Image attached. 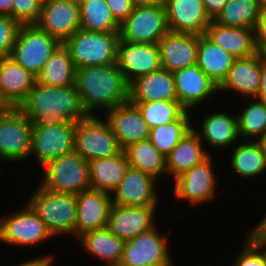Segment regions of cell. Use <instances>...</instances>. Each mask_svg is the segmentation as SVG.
Returning <instances> with one entry per match:
<instances>
[{
    "label": "cell",
    "instance_id": "cell-21",
    "mask_svg": "<svg viewBox=\"0 0 266 266\" xmlns=\"http://www.w3.org/2000/svg\"><path fill=\"white\" fill-rule=\"evenodd\" d=\"M111 198V193L92 188L76 195V239L85 232L108 225Z\"/></svg>",
    "mask_w": 266,
    "mask_h": 266
},
{
    "label": "cell",
    "instance_id": "cell-52",
    "mask_svg": "<svg viewBox=\"0 0 266 266\" xmlns=\"http://www.w3.org/2000/svg\"><path fill=\"white\" fill-rule=\"evenodd\" d=\"M257 53L263 63H266V44H256Z\"/></svg>",
    "mask_w": 266,
    "mask_h": 266
},
{
    "label": "cell",
    "instance_id": "cell-51",
    "mask_svg": "<svg viewBox=\"0 0 266 266\" xmlns=\"http://www.w3.org/2000/svg\"><path fill=\"white\" fill-rule=\"evenodd\" d=\"M134 6L154 5L163 3V0H131Z\"/></svg>",
    "mask_w": 266,
    "mask_h": 266
},
{
    "label": "cell",
    "instance_id": "cell-26",
    "mask_svg": "<svg viewBox=\"0 0 266 266\" xmlns=\"http://www.w3.org/2000/svg\"><path fill=\"white\" fill-rule=\"evenodd\" d=\"M209 156V152L193 126L166 156V177L171 176L172 180H174Z\"/></svg>",
    "mask_w": 266,
    "mask_h": 266
},
{
    "label": "cell",
    "instance_id": "cell-39",
    "mask_svg": "<svg viewBox=\"0 0 266 266\" xmlns=\"http://www.w3.org/2000/svg\"><path fill=\"white\" fill-rule=\"evenodd\" d=\"M139 108L149 129L176 121L186 110L178 101H131Z\"/></svg>",
    "mask_w": 266,
    "mask_h": 266
},
{
    "label": "cell",
    "instance_id": "cell-25",
    "mask_svg": "<svg viewBox=\"0 0 266 266\" xmlns=\"http://www.w3.org/2000/svg\"><path fill=\"white\" fill-rule=\"evenodd\" d=\"M178 101L173 73L161 68L129 84V101Z\"/></svg>",
    "mask_w": 266,
    "mask_h": 266
},
{
    "label": "cell",
    "instance_id": "cell-2",
    "mask_svg": "<svg viewBox=\"0 0 266 266\" xmlns=\"http://www.w3.org/2000/svg\"><path fill=\"white\" fill-rule=\"evenodd\" d=\"M18 108L33 122H77L87 116L76 85L56 87L36 82Z\"/></svg>",
    "mask_w": 266,
    "mask_h": 266
},
{
    "label": "cell",
    "instance_id": "cell-46",
    "mask_svg": "<svg viewBox=\"0 0 266 266\" xmlns=\"http://www.w3.org/2000/svg\"><path fill=\"white\" fill-rule=\"evenodd\" d=\"M54 255L52 254H45L42 256H36L33 259L31 258V260H26V261H22V263H19L18 265L15 266H53L54 265Z\"/></svg>",
    "mask_w": 266,
    "mask_h": 266
},
{
    "label": "cell",
    "instance_id": "cell-16",
    "mask_svg": "<svg viewBox=\"0 0 266 266\" xmlns=\"http://www.w3.org/2000/svg\"><path fill=\"white\" fill-rule=\"evenodd\" d=\"M158 184V180L151 175L129 166L124 178L111 193L112 204L158 206Z\"/></svg>",
    "mask_w": 266,
    "mask_h": 266
},
{
    "label": "cell",
    "instance_id": "cell-50",
    "mask_svg": "<svg viewBox=\"0 0 266 266\" xmlns=\"http://www.w3.org/2000/svg\"><path fill=\"white\" fill-rule=\"evenodd\" d=\"M251 230L258 233V235L266 242V220H260V222Z\"/></svg>",
    "mask_w": 266,
    "mask_h": 266
},
{
    "label": "cell",
    "instance_id": "cell-54",
    "mask_svg": "<svg viewBox=\"0 0 266 266\" xmlns=\"http://www.w3.org/2000/svg\"><path fill=\"white\" fill-rule=\"evenodd\" d=\"M259 5L265 6L266 5V0H255Z\"/></svg>",
    "mask_w": 266,
    "mask_h": 266
},
{
    "label": "cell",
    "instance_id": "cell-24",
    "mask_svg": "<svg viewBox=\"0 0 266 266\" xmlns=\"http://www.w3.org/2000/svg\"><path fill=\"white\" fill-rule=\"evenodd\" d=\"M260 79V56L258 53L245 58H235L227 77L218 87V92H222V94L237 92L238 96L253 98L258 94Z\"/></svg>",
    "mask_w": 266,
    "mask_h": 266
},
{
    "label": "cell",
    "instance_id": "cell-31",
    "mask_svg": "<svg viewBox=\"0 0 266 266\" xmlns=\"http://www.w3.org/2000/svg\"><path fill=\"white\" fill-rule=\"evenodd\" d=\"M129 162L124 151L89 162V180L92 189L112 193L124 178Z\"/></svg>",
    "mask_w": 266,
    "mask_h": 266
},
{
    "label": "cell",
    "instance_id": "cell-6",
    "mask_svg": "<svg viewBox=\"0 0 266 266\" xmlns=\"http://www.w3.org/2000/svg\"><path fill=\"white\" fill-rule=\"evenodd\" d=\"M97 115H87L76 122L74 152L88 162L123 151L108 121Z\"/></svg>",
    "mask_w": 266,
    "mask_h": 266
},
{
    "label": "cell",
    "instance_id": "cell-38",
    "mask_svg": "<svg viewBox=\"0 0 266 266\" xmlns=\"http://www.w3.org/2000/svg\"><path fill=\"white\" fill-rule=\"evenodd\" d=\"M237 112L238 132L240 139L256 141L266 132V102L255 97Z\"/></svg>",
    "mask_w": 266,
    "mask_h": 266
},
{
    "label": "cell",
    "instance_id": "cell-55",
    "mask_svg": "<svg viewBox=\"0 0 266 266\" xmlns=\"http://www.w3.org/2000/svg\"><path fill=\"white\" fill-rule=\"evenodd\" d=\"M113 266H127V265H122V264H116V265H113Z\"/></svg>",
    "mask_w": 266,
    "mask_h": 266
},
{
    "label": "cell",
    "instance_id": "cell-5",
    "mask_svg": "<svg viewBox=\"0 0 266 266\" xmlns=\"http://www.w3.org/2000/svg\"><path fill=\"white\" fill-rule=\"evenodd\" d=\"M40 185L52 192L79 194L91 188L89 162L76 152L48 161Z\"/></svg>",
    "mask_w": 266,
    "mask_h": 266
},
{
    "label": "cell",
    "instance_id": "cell-49",
    "mask_svg": "<svg viewBox=\"0 0 266 266\" xmlns=\"http://www.w3.org/2000/svg\"><path fill=\"white\" fill-rule=\"evenodd\" d=\"M13 0H0V16L12 17Z\"/></svg>",
    "mask_w": 266,
    "mask_h": 266
},
{
    "label": "cell",
    "instance_id": "cell-28",
    "mask_svg": "<svg viewBox=\"0 0 266 266\" xmlns=\"http://www.w3.org/2000/svg\"><path fill=\"white\" fill-rule=\"evenodd\" d=\"M76 240L81 247L96 259H101L105 266H113L121 262L125 241L113 234L108 227L83 233ZM105 261V262H104Z\"/></svg>",
    "mask_w": 266,
    "mask_h": 266
},
{
    "label": "cell",
    "instance_id": "cell-23",
    "mask_svg": "<svg viewBox=\"0 0 266 266\" xmlns=\"http://www.w3.org/2000/svg\"><path fill=\"white\" fill-rule=\"evenodd\" d=\"M201 129L194 130L199 134L201 141L208 144L210 148L232 149L240 141L238 132L237 116L222 110L204 115L200 122ZM233 144V146H232ZM226 147V148H225Z\"/></svg>",
    "mask_w": 266,
    "mask_h": 266
},
{
    "label": "cell",
    "instance_id": "cell-18",
    "mask_svg": "<svg viewBox=\"0 0 266 266\" xmlns=\"http://www.w3.org/2000/svg\"><path fill=\"white\" fill-rule=\"evenodd\" d=\"M159 206H118L111 205L108 229L124 241L147 232L156 225L155 214Z\"/></svg>",
    "mask_w": 266,
    "mask_h": 266
},
{
    "label": "cell",
    "instance_id": "cell-1",
    "mask_svg": "<svg viewBox=\"0 0 266 266\" xmlns=\"http://www.w3.org/2000/svg\"><path fill=\"white\" fill-rule=\"evenodd\" d=\"M75 85L87 115L105 113L129 101V84L117 62L76 69Z\"/></svg>",
    "mask_w": 266,
    "mask_h": 266
},
{
    "label": "cell",
    "instance_id": "cell-3",
    "mask_svg": "<svg viewBox=\"0 0 266 266\" xmlns=\"http://www.w3.org/2000/svg\"><path fill=\"white\" fill-rule=\"evenodd\" d=\"M37 185L27 203L54 237L72 235L76 239V194L52 192Z\"/></svg>",
    "mask_w": 266,
    "mask_h": 266
},
{
    "label": "cell",
    "instance_id": "cell-8",
    "mask_svg": "<svg viewBox=\"0 0 266 266\" xmlns=\"http://www.w3.org/2000/svg\"><path fill=\"white\" fill-rule=\"evenodd\" d=\"M50 238L54 236L27 202L0 218V242L6 245L31 248Z\"/></svg>",
    "mask_w": 266,
    "mask_h": 266
},
{
    "label": "cell",
    "instance_id": "cell-44",
    "mask_svg": "<svg viewBox=\"0 0 266 266\" xmlns=\"http://www.w3.org/2000/svg\"><path fill=\"white\" fill-rule=\"evenodd\" d=\"M254 34L256 44H266V5L261 6Z\"/></svg>",
    "mask_w": 266,
    "mask_h": 266
},
{
    "label": "cell",
    "instance_id": "cell-10",
    "mask_svg": "<svg viewBox=\"0 0 266 266\" xmlns=\"http://www.w3.org/2000/svg\"><path fill=\"white\" fill-rule=\"evenodd\" d=\"M168 32L163 3L134 6L128 18L120 24L119 38L132 43L158 44Z\"/></svg>",
    "mask_w": 266,
    "mask_h": 266
},
{
    "label": "cell",
    "instance_id": "cell-27",
    "mask_svg": "<svg viewBox=\"0 0 266 266\" xmlns=\"http://www.w3.org/2000/svg\"><path fill=\"white\" fill-rule=\"evenodd\" d=\"M205 35L235 58L257 54L254 29L223 26L212 20Z\"/></svg>",
    "mask_w": 266,
    "mask_h": 266
},
{
    "label": "cell",
    "instance_id": "cell-20",
    "mask_svg": "<svg viewBox=\"0 0 266 266\" xmlns=\"http://www.w3.org/2000/svg\"><path fill=\"white\" fill-rule=\"evenodd\" d=\"M169 31L205 34L212 22L203 0H163Z\"/></svg>",
    "mask_w": 266,
    "mask_h": 266
},
{
    "label": "cell",
    "instance_id": "cell-53",
    "mask_svg": "<svg viewBox=\"0 0 266 266\" xmlns=\"http://www.w3.org/2000/svg\"><path fill=\"white\" fill-rule=\"evenodd\" d=\"M256 142L259 144L261 151L263 152L266 158V132L261 137H259Z\"/></svg>",
    "mask_w": 266,
    "mask_h": 266
},
{
    "label": "cell",
    "instance_id": "cell-12",
    "mask_svg": "<svg viewBox=\"0 0 266 266\" xmlns=\"http://www.w3.org/2000/svg\"><path fill=\"white\" fill-rule=\"evenodd\" d=\"M32 130L33 121L18 107L0 116V159L7 163L28 160Z\"/></svg>",
    "mask_w": 266,
    "mask_h": 266
},
{
    "label": "cell",
    "instance_id": "cell-33",
    "mask_svg": "<svg viewBox=\"0 0 266 266\" xmlns=\"http://www.w3.org/2000/svg\"><path fill=\"white\" fill-rule=\"evenodd\" d=\"M233 148L229 162L235 175L249 179L266 172V158L256 141L243 140Z\"/></svg>",
    "mask_w": 266,
    "mask_h": 266
},
{
    "label": "cell",
    "instance_id": "cell-34",
    "mask_svg": "<svg viewBox=\"0 0 266 266\" xmlns=\"http://www.w3.org/2000/svg\"><path fill=\"white\" fill-rule=\"evenodd\" d=\"M130 167L139 169L160 181L166 177V158L149 139L128 145L123 149Z\"/></svg>",
    "mask_w": 266,
    "mask_h": 266
},
{
    "label": "cell",
    "instance_id": "cell-22",
    "mask_svg": "<svg viewBox=\"0 0 266 266\" xmlns=\"http://www.w3.org/2000/svg\"><path fill=\"white\" fill-rule=\"evenodd\" d=\"M161 66L170 72L197 64L198 35L169 31L158 43Z\"/></svg>",
    "mask_w": 266,
    "mask_h": 266
},
{
    "label": "cell",
    "instance_id": "cell-41",
    "mask_svg": "<svg viewBox=\"0 0 266 266\" xmlns=\"http://www.w3.org/2000/svg\"><path fill=\"white\" fill-rule=\"evenodd\" d=\"M41 9L42 0H13L12 18L20 24H35Z\"/></svg>",
    "mask_w": 266,
    "mask_h": 266
},
{
    "label": "cell",
    "instance_id": "cell-43",
    "mask_svg": "<svg viewBox=\"0 0 266 266\" xmlns=\"http://www.w3.org/2000/svg\"><path fill=\"white\" fill-rule=\"evenodd\" d=\"M106 3L119 24L128 18L134 8L131 0H106Z\"/></svg>",
    "mask_w": 266,
    "mask_h": 266
},
{
    "label": "cell",
    "instance_id": "cell-32",
    "mask_svg": "<svg viewBox=\"0 0 266 266\" xmlns=\"http://www.w3.org/2000/svg\"><path fill=\"white\" fill-rule=\"evenodd\" d=\"M76 68L68 48L60 43L36 77V82L46 86L75 85Z\"/></svg>",
    "mask_w": 266,
    "mask_h": 266
},
{
    "label": "cell",
    "instance_id": "cell-9",
    "mask_svg": "<svg viewBox=\"0 0 266 266\" xmlns=\"http://www.w3.org/2000/svg\"><path fill=\"white\" fill-rule=\"evenodd\" d=\"M59 44L36 24H21L10 57L37 77Z\"/></svg>",
    "mask_w": 266,
    "mask_h": 266
},
{
    "label": "cell",
    "instance_id": "cell-35",
    "mask_svg": "<svg viewBox=\"0 0 266 266\" xmlns=\"http://www.w3.org/2000/svg\"><path fill=\"white\" fill-rule=\"evenodd\" d=\"M80 28L86 31L119 32L106 0H79Z\"/></svg>",
    "mask_w": 266,
    "mask_h": 266
},
{
    "label": "cell",
    "instance_id": "cell-36",
    "mask_svg": "<svg viewBox=\"0 0 266 266\" xmlns=\"http://www.w3.org/2000/svg\"><path fill=\"white\" fill-rule=\"evenodd\" d=\"M190 114L191 112L185 111L176 121L150 129L149 140L165 158L193 127V115Z\"/></svg>",
    "mask_w": 266,
    "mask_h": 266
},
{
    "label": "cell",
    "instance_id": "cell-17",
    "mask_svg": "<svg viewBox=\"0 0 266 266\" xmlns=\"http://www.w3.org/2000/svg\"><path fill=\"white\" fill-rule=\"evenodd\" d=\"M173 76L178 102L186 111L191 112L193 107L201 106L218 92V86L197 64L181 68L173 72Z\"/></svg>",
    "mask_w": 266,
    "mask_h": 266
},
{
    "label": "cell",
    "instance_id": "cell-56",
    "mask_svg": "<svg viewBox=\"0 0 266 266\" xmlns=\"http://www.w3.org/2000/svg\"><path fill=\"white\" fill-rule=\"evenodd\" d=\"M261 220H266V213H265V215L263 216V218Z\"/></svg>",
    "mask_w": 266,
    "mask_h": 266
},
{
    "label": "cell",
    "instance_id": "cell-29",
    "mask_svg": "<svg viewBox=\"0 0 266 266\" xmlns=\"http://www.w3.org/2000/svg\"><path fill=\"white\" fill-rule=\"evenodd\" d=\"M36 83V76L10 56L0 59V90L18 107Z\"/></svg>",
    "mask_w": 266,
    "mask_h": 266
},
{
    "label": "cell",
    "instance_id": "cell-15",
    "mask_svg": "<svg viewBox=\"0 0 266 266\" xmlns=\"http://www.w3.org/2000/svg\"><path fill=\"white\" fill-rule=\"evenodd\" d=\"M116 62L128 84L162 68L158 44L132 43L120 39Z\"/></svg>",
    "mask_w": 266,
    "mask_h": 266
},
{
    "label": "cell",
    "instance_id": "cell-45",
    "mask_svg": "<svg viewBox=\"0 0 266 266\" xmlns=\"http://www.w3.org/2000/svg\"><path fill=\"white\" fill-rule=\"evenodd\" d=\"M227 1L228 0H203L204 8L212 20L222 11Z\"/></svg>",
    "mask_w": 266,
    "mask_h": 266
},
{
    "label": "cell",
    "instance_id": "cell-40",
    "mask_svg": "<svg viewBox=\"0 0 266 266\" xmlns=\"http://www.w3.org/2000/svg\"><path fill=\"white\" fill-rule=\"evenodd\" d=\"M247 233L245 244L231 266H266V242L251 229Z\"/></svg>",
    "mask_w": 266,
    "mask_h": 266
},
{
    "label": "cell",
    "instance_id": "cell-42",
    "mask_svg": "<svg viewBox=\"0 0 266 266\" xmlns=\"http://www.w3.org/2000/svg\"><path fill=\"white\" fill-rule=\"evenodd\" d=\"M20 25L10 16H0V59L11 55Z\"/></svg>",
    "mask_w": 266,
    "mask_h": 266
},
{
    "label": "cell",
    "instance_id": "cell-19",
    "mask_svg": "<svg viewBox=\"0 0 266 266\" xmlns=\"http://www.w3.org/2000/svg\"><path fill=\"white\" fill-rule=\"evenodd\" d=\"M103 117L108 121L122 149L149 139L150 129L137 105L131 101L107 110Z\"/></svg>",
    "mask_w": 266,
    "mask_h": 266
},
{
    "label": "cell",
    "instance_id": "cell-47",
    "mask_svg": "<svg viewBox=\"0 0 266 266\" xmlns=\"http://www.w3.org/2000/svg\"><path fill=\"white\" fill-rule=\"evenodd\" d=\"M260 71H261V79L260 86L258 90V94L256 95V99L266 102V63H263L260 59Z\"/></svg>",
    "mask_w": 266,
    "mask_h": 266
},
{
    "label": "cell",
    "instance_id": "cell-30",
    "mask_svg": "<svg viewBox=\"0 0 266 266\" xmlns=\"http://www.w3.org/2000/svg\"><path fill=\"white\" fill-rule=\"evenodd\" d=\"M235 57L212 42L205 34L198 35L197 66L219 87L227 77Z\"/></svg>",
    "mask_w": 266,
    "mask_h": 266
},
{
    "label": "cell",
    "instance_id": "cell-14",
    "mask_svg": "<svg viewBox=\"0 0 266 266\" xmlns=\"http://www.w3.org/2000/svg\"><path fill=\"white\" fill-rule=\"evenodd\" d=\"M40 29L64 43L80 29V11L77 0H48L42 2L38 21Z\"/></svg>",
    "mask_w": 266,
    "mask_h": 266
},
{
    "label": "cell",
    "instance_id": "cell-7",
    "mask_svg": "<svg viewBox=\"0 0 266 266\" xmlns=\"http://www.w3.org/2000/svg\"><path fill=\"white\" fill-rule=\"evenodd\" d=\"M76 122H33L31 151L39 166L74 152Z\"/></svg>",
    "mask_w": 266,
    "mask_h": 266
},
{
    "label": "cell",
    "instance_id": "cell-11",
    "mask_svg": "<svg viewBox=\"0 0 266 266\" xmlns=\"http://www.w3.org/2000/svg\"><path fill=\"white\" fill-rule=\"evenodd\" d=\"M212 155L200 164L194 165L190 170L185 171L173 182V194L176 199L187 201L196 205H204L214 200L218 179L214 170ZM217 185V186H216Z\"/></svg>",
    "mask_w": 266,
    "mask_h": 266
},
{
    "label": "cell",
    "instance_id": "cell-37",
    "mask_svg": "<svg viewBox=\"0 0 266 266\" xmlns=\"http://www.w3.org/2000/svg\"><path fill=\"white\" fill-rule=\"evenodd\" d=\"M260 9L255 0H228L214 21L223 26L254 29Z\"/></svg>",
    "mask_w": 266,
    "mask_h": 266
},
{
    "label": "cell",
    "instance_id": "cell-13",
    "mask_svg": "<svg viewBox=\"0 0 266 266\" xmlns=\"http://www.w3.org/2000/svg\"><path fill=\"white\" fill-rule=\"evenodd\" d=\"M159 228L141 233L126 240L120 264L127 266H174L166 235H160Z\"/></svg>",
    "mask_w": 266,
    "mask_h": 266
},
{
    "label": "cell",
    "instance_id": "cell-4",
    "mask_svg": "<svg viewBox=\"0 0 266 266\" xmlns=\"http://www.w3.org/2000/svg\"><path fill=\"white\" fill-rule=\"evenodd\" d=\"M119 39V32L86 31L80 28L63 44L78 69L116 63Z\"/></svg>",
    "mask_w": 266,
    "mask_h": 266
},
{
    "label": "cell",
    "instance_id": "cell-48",
    "mask_svg": "<svg viewBox=\"0 0 266 266\" xmlns=\"http://www.w3.org/2000/svg\"><path fill=\"white\" fill-rule=\"evenodd\" d=\"M16 106L11 100L0 90V116L12 112Z\"/></svg>",
    "mask_w": 266,
    "mask_h": 266
}]
</instances>
